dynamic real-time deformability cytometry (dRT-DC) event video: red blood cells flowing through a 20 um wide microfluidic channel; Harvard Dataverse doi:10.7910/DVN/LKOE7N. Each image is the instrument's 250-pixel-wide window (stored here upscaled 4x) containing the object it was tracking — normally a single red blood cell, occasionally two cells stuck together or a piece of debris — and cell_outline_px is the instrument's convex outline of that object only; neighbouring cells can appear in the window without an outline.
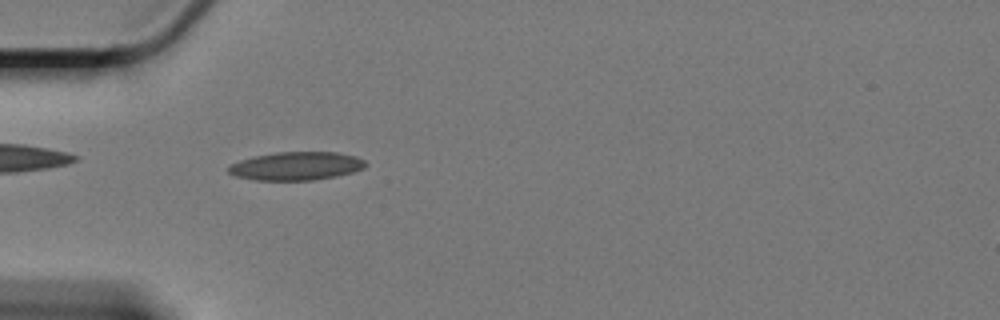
{"species": "Egyptian fruit bat (a non-hibernating species)", "species_latin": "Rousettus aegyptiacus", "temperature_condition": "cold", "stored_images_in_passage": 33, "camera_frame_rate_fps": 3000, "um_per_image_px": 0.085, "animal": {"sex": "female"}, "frame": {"image": 1, "passage_image": 8, "time_ms": 2.333, "image_size_px": [1000, 320], "cell_outline_px": [[368, 164], [364, 168], [352, 172], [336, 176], [312, 180], [252, 180], [236, 176], [228, 172], [228, 168], [232, 164], [240, 160], [256, 156], [276, 152], [336, 152], [356, 156], [364, 160]], "centroid_in_image_um": [25.2, 14.11], "position_along_channel_um": 59.8, "area_um2": 22.54}}
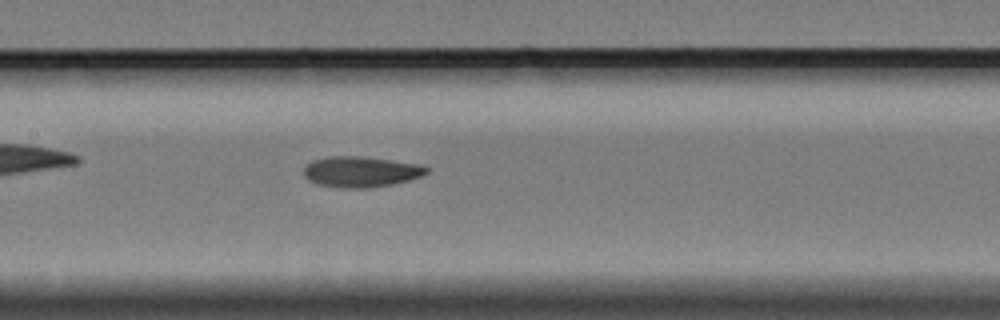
{"frame": {"image": 2, "passage_image": 19, "time_ms": 6.0, "image_size_px": [1000, 320], "cell_outline_px": [[428, 172], [420, 176], [408, 180], [392, 184], [368, 188], [340, 188], [316, 184], [308, 180], [304, 176], [304, 168], [312, 160], [328, 156], [360, 156], [392, 160], [420, 164], [428, 168]], "centroid_in_image_um": [30.64, 14.6], "position_along_channel_um": 176.8, "area_um2": 22.02}}
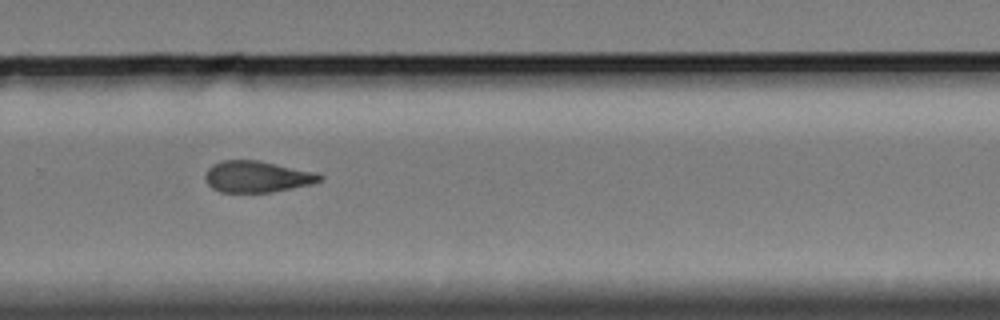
{"frame": {"image": 3, "passage_image": 31, "time_ms": 10.0, "image_size_px": [1000, 320], "cell_outline_px": [[324, 176], [320, 180], [312, 184], [272, 192], [220, 192], [212, 188], [208, 184], [204, 176], [208, 168], [212, 164], [220, 160], [260, 160], [316, 172]], "centroid_in_image_um": [21.84, 15.0], "position_along_channel_um": 308.0, "area_um2": 21.1}}